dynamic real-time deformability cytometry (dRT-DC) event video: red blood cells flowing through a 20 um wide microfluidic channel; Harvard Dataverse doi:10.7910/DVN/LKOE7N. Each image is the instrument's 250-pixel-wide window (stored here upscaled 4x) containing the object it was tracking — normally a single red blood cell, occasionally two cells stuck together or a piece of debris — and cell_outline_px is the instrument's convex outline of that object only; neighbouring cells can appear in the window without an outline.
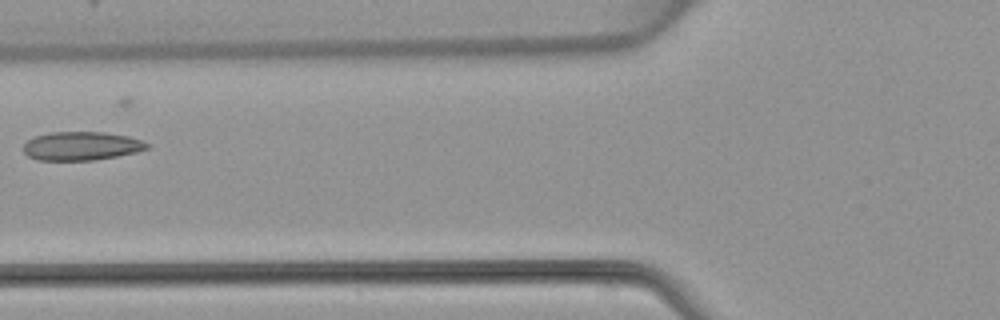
{"species": "common noctule bat (a hibernating species)", "species_latin": "Nyctalus noctula", "temperature_condition": "warm", "stored_images_in_passage": 6, "camera_frame_rate_fps": 3000, "um_per_image_px": 0.085, "animal": {"sex": "female", "body_mass_g": 22.7, "forearm_length_mm": 54.2}, "frame": {"image": 1, "passage_image": 5, "time_ms": 5.0, "image_size_px": [1000, 320], "cell_outline_px": [[152, 144], [148, 148], [136, 152], [96, 160], [36, 160], [28, 156], [24, 152], [24, 144], [28, 140], [36, 136], [52, 132], [104, 132], [128, 136]], "centroid_in_image_um": [6.93, 12.41], "position_along_channel_um": 118.9, "area_um2": 20.58}}
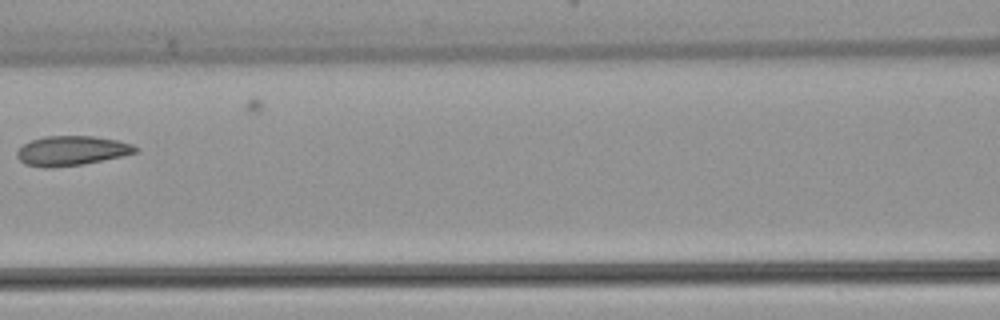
{"frame": {"image": 2, "passage_image": 6, "time_ms": 6.0, "image_size_px": [1000, 320], "cell_outline_px": [[140, 148], [136, 152], [120, 156], [84, 164], [52, 168], [44, 168], [24, 164], [16, 156], [16, 152], [24, 144], [32, 140], [44, 136], [92, 136], [116, 140], [132, 144]], "centroid_in_image_um": [6.06, 12.82], "position_along_channel_um": 160.5, "area_um2": 20.4}}